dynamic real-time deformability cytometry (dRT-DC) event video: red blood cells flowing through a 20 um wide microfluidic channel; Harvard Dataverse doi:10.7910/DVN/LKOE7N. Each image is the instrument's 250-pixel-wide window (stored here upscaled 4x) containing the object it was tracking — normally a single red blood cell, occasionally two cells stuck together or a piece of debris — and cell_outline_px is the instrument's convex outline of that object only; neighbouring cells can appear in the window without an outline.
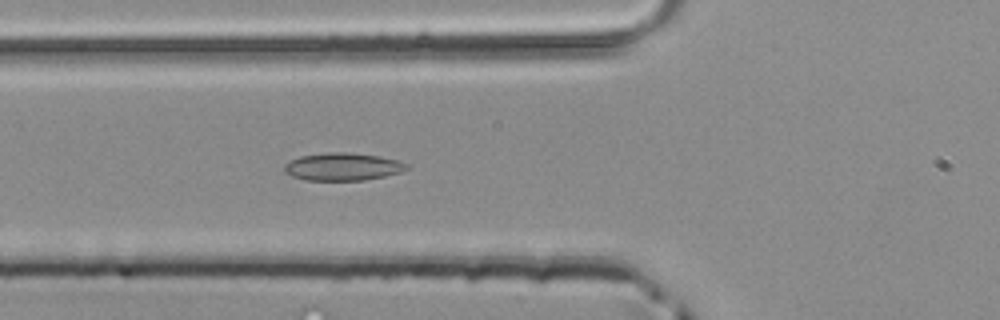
{"species": "common noctule bat (a hibernating species)", "species_latin": "Nyctalus noctula", "temperature_condition": "room temperature", "stored_images_in_passage": 39, "camera_frame_rate_fps": 3000, "um_per_image_px": 0.085, "animal": {"sex": "male", "body_mass_g": 20.4}, "frame": {"image": 1, "passage_image": 8, "time_ms": 2.333, "image_size_px": [1000, 320], "cell_outline_px": [[408, 168], [400, 172], [384, 176], [364, 180], [304, 180], [292, 176], [284, 172], [284, 164], [300, 156], [332, 152], [348, 152], [380, 156], [396, 160], [408, 164]], "centroid_in_image_um": [29.11, 14.17], "position_along_channel_um": 96.7, "area_um2": 19.59}}
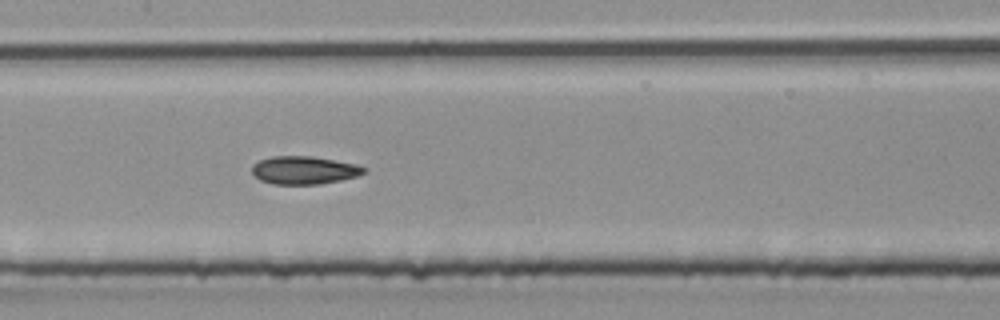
{"frame": {"image": 2, "passage_image": 14, "time_ms": 4.333, "image_size_px": [1000, 320], "cell_outline_px": [[368, 168], [364, 172], [356, 176], [340, 180], [320, 184], [272, 184], [260, 180], [252, 172], [252, 164], [260, 160], [272, 156], [312, 156], [356, 164]], "centroid_in_image_um": [25.83, 14.46], "position_along_channel_um": 181.6, "area_um2": 18.21}}
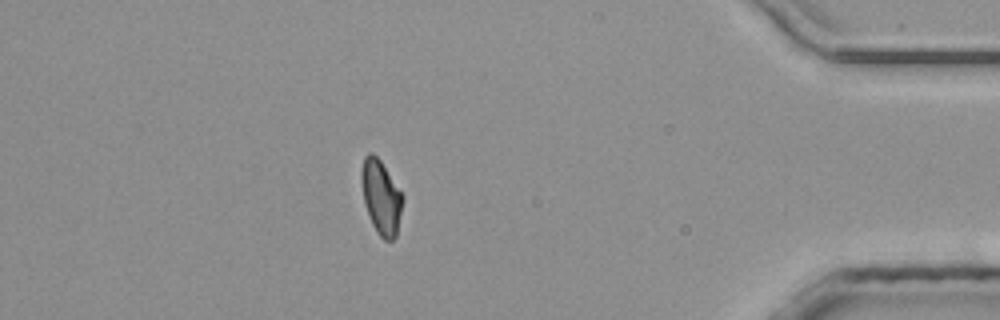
{"frame": {"image": 3, "passage_image": 33, "time_ms": 10.667, "image_size_px": [1000, 320], "cell_outline_px": [[404, 200], [396, 236], [392, 240], [384, 240], [380, 236], [372, 224], [364, 204], [364, 156], [368, 152], [372, 152], [380, 160], [404, 196]], "centroid_in_image_um": [32.45, 16.81], "position_along_channel_um": 402.7, "area_um2": 17.17}}